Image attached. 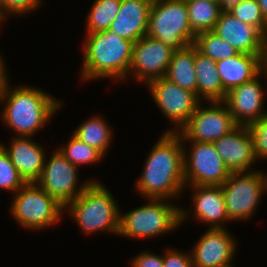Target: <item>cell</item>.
<instances>
[{"label": "cell", "mask_w": 267, "mask_h": 267, "mask_svg": "<svg viewBox=\"0 0 267 267\" xmlns=\"http://www.w3.org/2000/svg\"><path fill=\"white\" fill-rule=\"evenodd\" d=\"M183 143L175 132H164L146 157L143 172L135 182L146 199L178 198L185 187Z\"/></svg>", "instance_id": "1"}, {"label": "cell", "mask_w": 267, "mask_h": 267, "mask_svg": "<svg viewBox=\"0 0 267 267\" xmlns=\"http://www.w3.org/2000/svg\"><path fill=\"white\" fill-rule=\"evenodd\" d=\"M16 87L12 89L8 80L0 90V105L4 107L0 120L15 135L34 137L53 118L62 102L37 87Z\"/></svg>", "instance_id": "2"}, {"label": "cell", "mask_w": 267, "mask_h": 267, "mask_svg": "<svg viewBox=\"0 0 267 267\" xmlns=\"http://www.w3.org/2000/svg\"><path fill=\"white\" fill-rule=\"evenodd\" d=\"M133 44L111 30L86 34L80 78L88 82L99 78L126 81L132 62Z\"/></svg>", "instance_id": "3"}, {"label": "cell", "mask_w": 267, "mask_h": 267, "mask_svg": "<svg viewBox=\"0 0 267 267\" xmlns=\"http://www.w3.org/2000/svg\"><path fill=\"white\" fill-rule=\"evenodd\" d=\"M114 196L98 180H92L84 191L64 211L76 221L84 234L119 233L120 211Z\"/></svg>", "instance_id": "4"}, {"label": "cell", "mask_w": 267, "mask_h": 267, "mask_svg": "<svg viewBox=\"0 0 267 267\" xmlns=\"http://www.w3.org/2000/svg\"><path fill=\"white\" fill-rule=\"evenodd\" d=\"M147 201L148 204L125 214L120 211L118 236L134 239L162 236L179 228L192 213L189 209L185 210L165 199L149 198Z\"/></svg>", "instance_id": "5"}, {"label": "cell", "mask_w": 267, "mask_h": 267, "mask_svg": "<svg viewBox=\"0 0 267 267\" xmlns=\"http://www.w3.org/2000/svg\"><path fill=\"white\" fill-rule=\"evenodd\" d=\"M147 36L173 50L193 45L196 34L188 21L185 0H153L149 12Z\"/></svg>", "instance_id": "6"}, {"label": "cell", "mask_w": 267, "mask_h": 267, "mask_svg": "<svg viewBox=\"0 0 267 267\" xmlns=\"http://www.w3.org/2000/svg\"><path fill=\"white\" fill-rule=\"evenodd\" d=\"M13 196L10 214L26 230H44L62 219L64 208L36 182L26 183Z\"/></svg>", "instance_id": "7"}, {"label": "cell", "mask_w": 267, "mask_h": 267, "mask_svg": "<svg viewBox=\"0 0 267 267\" xmlns=\"http://www.w3.org/2000/svg\"><path fill=\"white\" fill-rule=\"evenodd\" d=\"M261 170L231 172L221 185L230 221L249 220L267 192V174Z\"/></svg>", "instance_id": "8"}, {"label": "cell", "mask_w": 267, "mask_h": 267, "mask_svg": "<svg viewBox=\"0 0 267 267\" xmlns=\"http://www.w3.org/2000/svg\"><path fill=\"white\" fill-rule=\"evenodd\" d=\"M208 104L204 107L200 102L187 123L177 132L184 145L186 141L213 143L238 126L223 101H209Z\"/></svg>", "instance_id": "9"}, {"label": "cell", "mask_w": 267, "mask_h": 267, "mask_svg": "<svg viewBox=\"0 0 267 267\" xmlns=\"http://www.w3.org/2000/svg\"><path fill=\"white\" fill-rule=\"evenodd\" d=\"M187 142H190L191 147L188 152L186 146L183 145L185 187L221 186L231 172L225 166L213 143Z\"/></svg>", "instance_id": "10"}, {"label": "cell", "mask_w": 267, "mask_h": 267, "mask_svg": "<svg viewBox=\"0 0 267 267\" xmlns=\"http://www.w3.org/2000/svg\"><path fill=\"white\" fill-rule=\"evenodd\" d=\"M78 169L57 149L50 159L45 158L41 176L36 183L65 208L94 180L87 179L79 187Z\"/></svg>", "instance_id": "11"}, {"label": "cell", "mask_w": 267, "mask_h": 267, "mask_svg": "<svg viewBox=\"0 0 267 267\" xmlns=\"http://www.w3.org/2000/svg\"><path fill=\"white\" fill-rule=\"evenodd\" d=\"M146 86L160 111L171 123L173 128L165 132L177 133L195 112L201 102L197 96L185 90L165 77L150 81Z\"/></svg>", "instance_id": "12"}, {"label": "cell", "mask_w": 267, "mask_h": 267, "mask_svg": "<svg viewBox=\"0 0 267 267\" xmlns=\"http://www.w3.org/2000/svg\"><path fill=\"white\" fill-rule=\"evenodd\" d=\"M175 50L163 42L143 36L133 44L132 62L128 76L147 85L165 77Z\"/></svg>", "instance_id": "13"}, {"label": "cell", "mask_w": 267, "mask_h": 267, "mask_svg": "<svg viewBox=\"0 0 267 267\" xmlns=\"http://www.w3.org/2000/svg\"><path fill=\"white\" fill-rule=\"evenodd\" d=\"M226 228L208 230L198 239L191 249L193 267H226L237 252L238 243Z\"/></svg>", "instance_id": "14"}, {"label": "cell", "mask_w": 267, "mask_h": 267, "mask_svg": "<svg viewBox=\"0 0 267 267\" xmlns=\"http://www.w3.org/2000/svg\"><path fill=\"white\" fill-rule=\"evenodd\" d=\"M261 75L263 71L253 79L230 90L223 101L238 125H248L267 115L264 109V94H266L264 89L266 88L259 80Z\"/></svg>", "instance_id": "15"}, {"label": "cell", "mask_w": 267, "mask_h": 267, "mask_svg": "<svg viewBox=\"0 0 267 267\" xmlns=\"http://www.w3.org/2000/svg\"><path fill=\"white\" fill-rule=\"evenodd\" d=\"M225 166L230 172H249L257 159L253 138L247 125H238L230 133L213 142Z\"/></svg>", "instance_id": "16"}, {"label": "cell", "mask_w": 267, "mask_h": 267, "mask_svg": "<svg viewBox=\"0 0 267 267\" xmlns=\"http://www.w3.org/2000/svg\"><path fill=\"white\" fill-rule=\"evenodd\" d=\"M213 32L240 53L263 54L267 43V37L257 27L241 22L227 11L221 12Z\"/></svg>", "instance_id": "17"}, {"label": "cell", "mask_w": 267, "mask_h": 267, "mask_svg": "<svg viewBox=\"0 0 267 267\" xmlns=\"http://www.w3.org/2000/svg\"><path fill=\"white\" fill-rule=\"evenodd\" d=\"M31 138L14 135L8 147L0 143L26 183L36 182L40 178L47 157L44 147Z\"/></svg>", "instance_id": "18"}, {"label": "cell", "mask_w": 267, "mask_h": 267, "mask_svg": "<svg viewBox=\"0 0 267 267\" xmlns=\"http://www.w3.org/2000/svg\"><path fill=\"white\" fill-rule=\"evenodd\" d=\"M152 1L121 0L118 14L109 30L133 43L147 36Z\"/></svg>", "instance_id": "19"}, {"label": "cell", "mask_w": 267, "mask_h": 267, "mask_svg": "<svg viewBox=\"0 0 267 267\" xmlns=\"http://www.w3.org/2000/svg\"><path fill=\"white\" fill-rule=\"evenodd\" d=\"M192 203L194 218L202 223H207L210 229L226 228L229 222L226 211L225 199L221 186L194 185Z\"/></svg>", "instance_id": "20"}, {"label": "cell", "mask_w": 267, "mask_h": 267, "mask_svg": "<svg viewBox=\"0 0 267 267\" xmlns=\"http://www.w3.org/2000/svg\"><path fill=\"white\" fill-rule=\"evenodd\" d=\"M217 71L226 93L253 79L262 70V54L238 53L216 62Z\"/></svg>", "instance_id": "21"}, {"label": "cell", "mask_w": 267, "mask_h": 267, "mask_svg": "<svg viewBox=\"0 0 267 267\" xmlns=\"http://www.w3.org/2000/svg\"><path fill=\"white\" fill-rule=\"evenodd\" d=\"M196 71V96L202 102L224 101L227 93L223 89L221 78L219 77L216 61L205 56L195 47Z\"/></svg>", "instance_id": "22"}, {"label": "cell", "mask_w": 267, "mask_h": 267, "mask_svg": "<svg viewBox=\"0 0 267 267\" xmlns=\"http://www.w3.org/2000/svg\"><path fill=\"white\" fill-rule=\"evenodd\" d=\"M195 46L173 53L165 78L196 95Z\"/></svg>", "instance_id": "23"}, {"label": "cell", "mask_w": 267, "mask_h": 267, "mask_svg": "<svg viewBox=\"0 0 267 267\" xmlns=\"http://www.w3.org/2000/svg\"><path fill=\"white\" fill-rule=\"evenodd\" d=\"M188 10V21L195 34L213 31L222 12L217 1L185 0Z\"/></svg>", "instance_id": "24"}, {"label": "cell", "mask_w": 267, "mask_h": 267, "mask_svg": "<svg viewBox=\"0 0 267 267\" xmlns=\"http://www.w3.org/2000/svg\"><path fill=\"white\" fill-rule=\"evenodd\" d=\"M87 145L99 150L104 156L110 148L112 129L103 117L97 115L79 125L73 133Z\"/></svg>", "instance_id": "25"}, {"label": "cell", "mask_w": 267, "mask_h": 267, "mask_svg": "<svg viewBox=\"0 0 267 267\" xmlns=\"http://www.w3.org/2000/svg\"><path fill=\"white\" fill-rule=\"evenodd\" d=\"M120 5L121 0H95L86 19V33L109 30Z\"/></svg>", "instance_id": "26"}, {"label": "cell", "mask_w": 267, "mask_h": 267, "mask_svg": "<svg viewBox=\"0 0 267 267\" xmlns=\"http://www.w3.org/2000/svg\"><path fill=\"white\" fill-rule=\"evenodd\" d=\"M193 45L199 52L216 62L236 56L239 53L229 42L219 37L213 31L196 34Z\"/></svg>", "instance_id": "27"}, {"label": "cell", "mask_w": 267, "mask_h": 267, "mask_svg": "<svg viewBox=\"0 0 267 267\" xmlns=\"http://www.w3.org/2000/svg\"><path fill=\"white\" fill-rule=\"evenodd\" d=\"M66 145L57 148L63 156L78 168L82 165H92L99 163L104 155L94 147L81 141L76 135L72 134Z\"/></svg>", "instance_id": "28"}, {"label": "cell", "mask_w": 267, "mask_h": 267, "mask_svg": "<svg viewBox=\"0 0 267 267\" xmlns=\"http://www.w3.org/2000/svg\"><path fill=\"white\" fill-rule=\"evenodd\" d=\"M227 12L241 22L257 27L267 37V22L264 20L256 0H243Z\"/></svg>", "instance_id": "29"}, {"label": "cell", "mask_w": 267, "mask_h": 267, "mask_svg": "<svg viewBox=\"0 0 267 267\" xmlns=\"http://www.w3.org/2000/svg\"><path fill=\"white\" fill-rule=\"evenodd\" d=\"M26 182L19 175L8 154L0 146V188L16 193Z\"/></svg>", "instance_id": "30"}, {"label": "cell", "mask_w": 267, "mask_h": 267, "mask_svg": "<svg viewBox=\"0 0 267 267\" xmlns=\"http://www.w3.org/2000/svg\"><path fill=\"white\" fill-rule=\"evenodd\" d=\"M253 138L254 153L257 160H267V115L247 125Z\"/></svg>", "instance_id": "31"}, {"label": "cell", "mask_w": 267, "mask_h": 267, "mask_svg": "<svg viewBox=\"0 0 267 267\" xmlns=\"http://www.w3.org/2000/svg\"><path fill=\"white\" fill-rule=\"evenodd\" d=\"M42 3V0H2L0 15L4 20L11 14L15 16L26 15L34 10L37 11Z\"/></svg>", "instance_id": "32"}, {"label": "cell", "mask_w": 267, "mask_h": 267, "mask_svg": "<svg viewBox=\"0 0 267 267\" xmlns=\"http://www.w3.org/2000/svg\"><path fill=\"white\" fill-rule=\"evenodd\" d=\"M163 255L164 267H193L190 250L187 253L168 248Z\"/></svg>", "instance_id": "33"}, {"label": "cell", "mask_w": 267, "mask_h": 267, "mask_svg": "<svg viewBox=\"0 0 267 267\" xmlns=\"http://www.w3.org/2000/svg\"><path fill=\"white\" fill-rule=\"evenodd\" d=\"M132 267H164L163 255H156L152 252L143 251L133 257Z\"/></svg>", "instance_id": "34"}, {"label": "cell", "mask_w": 267, "mask_h": 267, "mask_svg": "<svg viewBox=\"0 0 267 267\" xmlns=\"http://www.w3.org/2000/svg\"><path fill=\"white\" fill-rule=\"evenodd\" d=\"M6 63L0 54V90L3 88L4 84L8 81L9 77L7 74Z\"/></svg>", "instance_id": "35"}, {"label": "cell", "mask_w": 267, "mask_h": 267, "mask_svg": "<svg viewBox=\"0 0 267 267\" xmlns=\"http://www.w3.org/2000/svg\"><path fill=\"white\" fill-rule=\"evenodd\" d=\"M241 1L243 0H218L217 2L222 11H228L231 7L237 5Z\"/></svg>", "instance_id": "36"}, {"label": "cell", "mask_w": 267, "mask_h": 267, "mask_svg": "<svg viewBox=\"0 0 267 267\" xmlns=\"http://www.w3.org/2000/svg\"><path fill=\"white\" fill-rule=\"evenodd\" d=\"M263 74L265 75V79H266V83H267V43L266 46L264 48V52L262 54V69ZM265 71V72H264ZM267 86V85H266ZM267 88V87H266Z\"/></svg>", "instance_id": "37"}, {"label": "cell", "mask_w": 267, "mask_h": 267, "mask_svg": "<svg viewBox=\"0 0 267 267\" xmlns=\"http://www.w3.org/2000/svg\"><path fill=\"white\" fill-rule=\"evenodd\" d=\"M261 8L264 20L267 22V0H256Z\"/></svg>", "instance_id": "38"}, {"label": "cell", "mask_w": 267, "mask_h": 267, "mask_svg": "<svg viewBox=\"0 0 267 267\" xmlns=\"http://www.w3.org/2000/svg\"><path fill=\"white\" fill-rule=\"evenodd\" d=\"M3 21H4V19H3L2 16L0 15V23L2 24Z\"/></svg>", "instance_id": "39"}]
</instances>
